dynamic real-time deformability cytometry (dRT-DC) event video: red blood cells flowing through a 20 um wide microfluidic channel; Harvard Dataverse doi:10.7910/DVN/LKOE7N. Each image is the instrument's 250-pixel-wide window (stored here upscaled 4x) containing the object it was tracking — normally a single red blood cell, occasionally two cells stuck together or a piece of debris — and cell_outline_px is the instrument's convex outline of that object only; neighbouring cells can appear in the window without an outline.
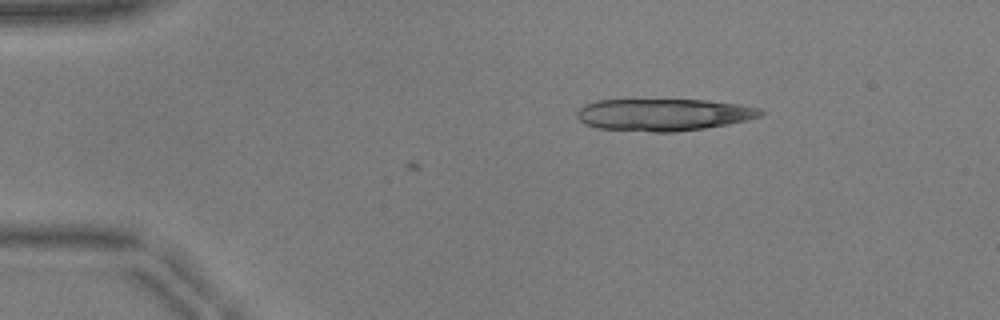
{"species": "common noctule bat (a hibernating species)", "species_latin": "Nyctalus noctula", "temperature_condition": "warm", "stored_images_in_passage": 4, "camera_frame_rate_fps": 3000, "um_per_image_px": 0.085, "animal": {"sex": "male", "body_mass_g": 17.9, "forearm_length_mm": 54.2}, "frame": {"image": 1, "passage_image": 4, "time_ms": 1.0, "image_size_px": [1000, 320], "cell_outline_px": [[764, 112], [760, 116], [748, 120], [728, 124], [704, 128], [676, 132], [652, 132], [596, 128], [584, 124], [576, 116], [576, 112], [584, 104], [596, 100], [704, 100], [740, 104], [760, 108]], "centroid_in_image_um": [56.38, 9.75], "position_along_channel_um": 28.6, "area_um2": 34.51}}